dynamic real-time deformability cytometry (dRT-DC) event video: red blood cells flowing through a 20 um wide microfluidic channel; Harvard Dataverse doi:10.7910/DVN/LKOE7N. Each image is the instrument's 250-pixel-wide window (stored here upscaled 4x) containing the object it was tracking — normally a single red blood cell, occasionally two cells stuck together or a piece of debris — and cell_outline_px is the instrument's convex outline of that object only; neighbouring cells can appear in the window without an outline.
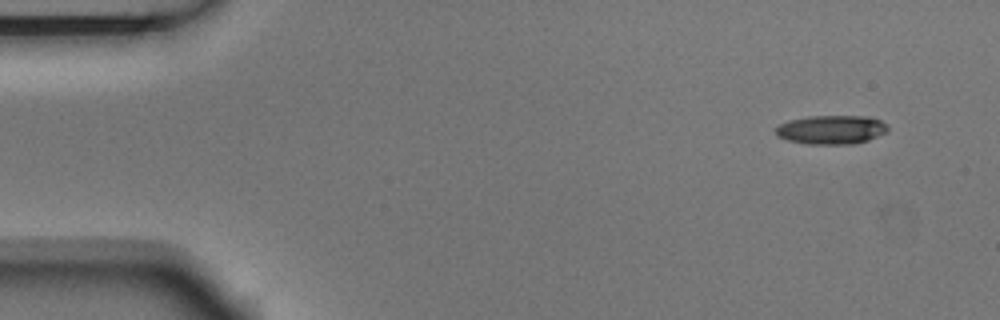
{"species": "Egyptian fruit bat (a non-hibernating species)", "species_latin": "Rousettus aegyptiacus", "temperature_condition": "room temperature", "stored_images_in_passage": 6, "segment_of_instrument_passage": [2, 2], "camera_frame_rate_fps": 3000, "um_per_image_px": 0.085, "animal": {"sex": "male"}, "frame": {"image": 1, "passage_image": 6, "time_ms": 1.667, "image_size_px": [1000, 320], "cell_outline_px": [[888, 132], [868, 140], [852, 144], [808, 144], [788, 140], [776, 136], [776, 128], [780, 124], [788, 120], [808, 116], [868, 116], [880, 120], [888, 124]], "centroid_in_image_um": [70.69, 11.02], "position_along_channel_um": 14.3, "area_um2": 19.02}}